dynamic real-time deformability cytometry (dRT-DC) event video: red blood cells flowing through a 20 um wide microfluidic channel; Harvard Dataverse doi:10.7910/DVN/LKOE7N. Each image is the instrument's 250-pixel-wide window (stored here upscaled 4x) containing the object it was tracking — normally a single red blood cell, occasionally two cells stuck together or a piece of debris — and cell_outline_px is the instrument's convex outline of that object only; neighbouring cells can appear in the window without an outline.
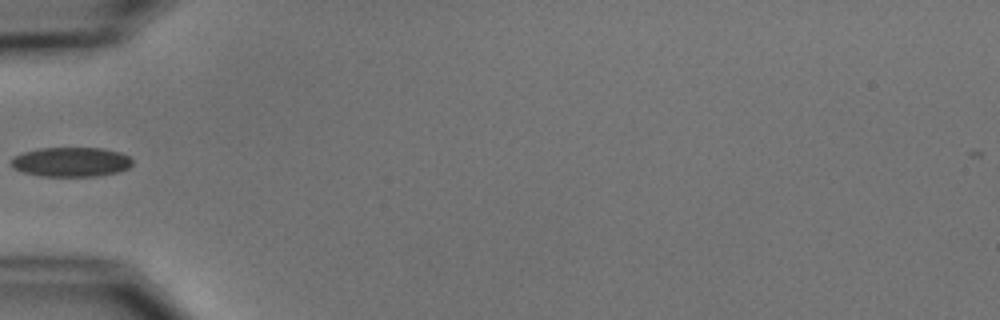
{"species": "common noctule bat (a hibernating species)", "species_latin": "Nyctalus noctula", "temperature_condition": "cold", "stored_images_in_passage": 6, "camera_frame_rate_fps": 3000, "um_per_image_px": 0.085, "animal": {"sex": "male", "body_mass_g": 15.6}, "frame": {"image": 1, "passage_image": 5, "time_ms": 5.667, "image_size_px": [1000, 320], "cell_outline_px": [[132, 164], [128, 168], [116, 172], [96, 176], [40, 176], [24, 172], [12, 168], [12, 156], [24, 152], [40, 148], [104, 148], [120, 152], [128, 156], [132, 160]], "centroid_in_image_um": [6.03, 13.76], "position_along_channel_um": 79.0, "area_um2": 20.81}}